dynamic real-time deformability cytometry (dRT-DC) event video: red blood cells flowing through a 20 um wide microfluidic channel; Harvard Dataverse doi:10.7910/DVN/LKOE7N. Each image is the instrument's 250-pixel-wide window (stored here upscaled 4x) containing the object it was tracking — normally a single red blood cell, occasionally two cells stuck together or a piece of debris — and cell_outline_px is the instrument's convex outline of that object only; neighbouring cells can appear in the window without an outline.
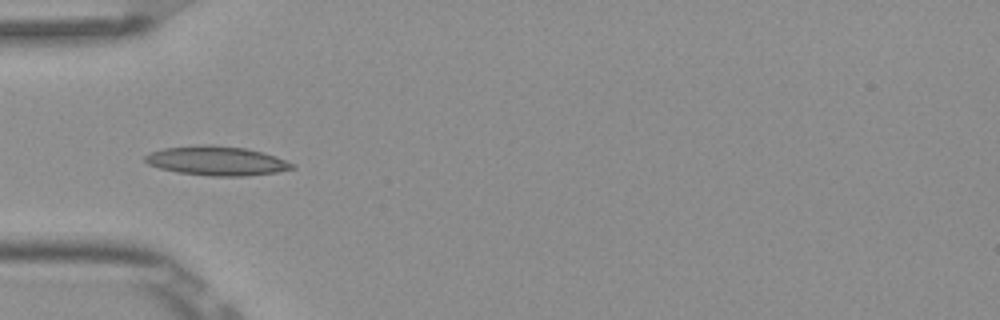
{"species": "Egyptian fruit bat (a non-hibernating species)", "species_latin": "Rousettus aegyptiacus", "temperature_condition": "room temperature", "stored_images_in_passage": 5, "camera_frame_rate_fps": 3000, "um_per_image_px": 0.085, "frame": {"image": 1, "passage_image": 5, "time_ms": 1.333, "image_size_px": [1000, 320], "cell_outline_px": [[296, 168], [276, 172], [244, 176], [212, 176], [176, 172], [160, 168], [148, 164], [144, 160], [144, 156], [148, 152], [164, 148], [200, 144], [212, 144], [244, 148], [276, 156], [296, 164]], "centroid_in_image_um": [18.4, 13.66], "position_along_channel_um": 66.6, "area_um2": 25.2}}